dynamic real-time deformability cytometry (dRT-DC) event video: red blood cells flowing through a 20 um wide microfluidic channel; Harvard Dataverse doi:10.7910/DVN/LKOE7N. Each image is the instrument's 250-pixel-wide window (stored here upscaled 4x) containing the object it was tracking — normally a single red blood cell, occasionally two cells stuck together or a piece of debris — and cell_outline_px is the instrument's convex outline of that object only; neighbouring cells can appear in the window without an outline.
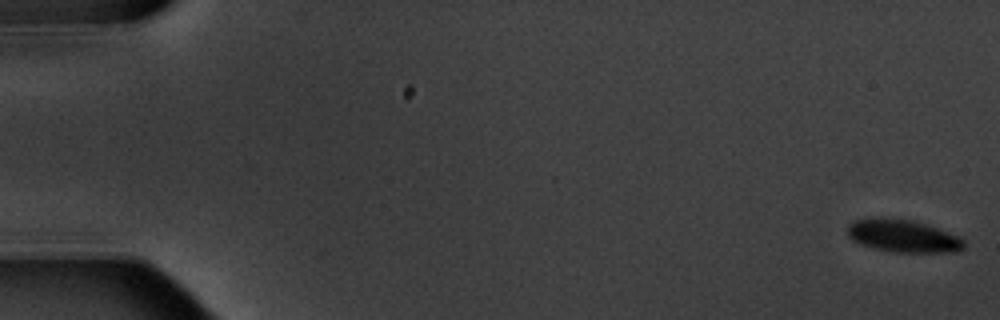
{"species": "common noctule bat (a hibernating species)", "species_latin": "Nyctalus noctula", "temperature_condition": "warm", "stored_images_in_passage": 5, "camera_frame_rate_fps": 3000, "um_per_image_px": 0.085, "animal": {"sex": "male", "body_mass_g": 20.1, "forearm_length_mm": 53.5}, "frame": {"image": 1, "passage_image": 1, "time_ms": 0.0, "image_size_px": [1000, 320], "cell_outline_px": [[964, 248], [960, 252], [896, 252], [876, 248], [860, 244], [852, 240], [848, 236], [848, 224], [852, 220], [872, 216], [884, 216], [912, 220], [928, 224], [960, 236], [964, 240]], "centroid_in_image_um": [76.75, 20.02], "position_along_channel_um": 8.2, "area_um2": 22.72}}
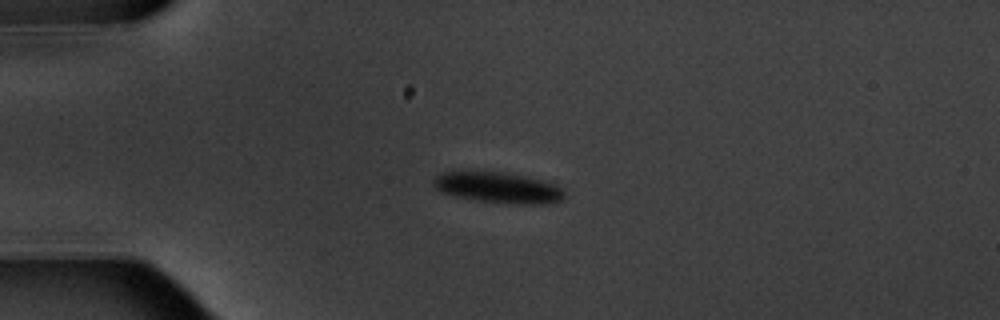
{"frame": {"image": 2, "passage_image": 4, "time_ms": 4.667, "image_size_px": [1000, 320], "cell_outline_px": [[564, 196], [560, 200], [544, 204], [508, 204], [476, 200], [456, 196], [440, 192], [432, 184], [432, 180], [436, 176], [444, 172], [504, 172], [544, 180], [564, 188]], "centroid_in_image_um": [42.36, 15.95], "position_along_channel_um": 42.6, "area_um2": 23.52}}